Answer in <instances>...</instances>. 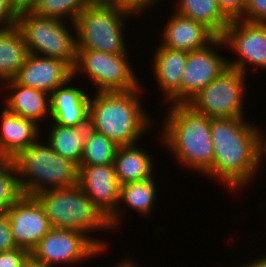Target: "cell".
Instances as JSON below:
<instances>
[{
    "label": "cell",
    "mask_w": 266,
    "mask_h": 267,
    "mask_svg": "<svg viewBox=\"0 0 266 267\" xmlns=\"http://www.w3.org/2000/svg\"><path fill=\"white\" fill-rule=\"evenodd\" d=\"M188 52L163 47L160 43L153 52L152 72L158 88L169 104H180V84Z\"/></svg>",
    "instance_id": "18"
},
{
    "label": "cell",
    "mask_w": 266,
    "mask_h": 267,
    "mask_svg": "<svg viewBox=\"0 0 266 267\" xmlns=\"http://www.w3.org/2000/svg\"><path fill=\"white\" fill-rule=\"evenodd\" d=\"M39 0H12L18 11L31 10Z\"/></svg>",
    "instance_id": "36"
},
{
    "label": "cell",
    "mask_w": 266,
    "mask_h": 267,
    "mask_svg": "<svg viewBox=\"0 0 266 267\" xmlns=\"http://www.w3.org/2000/svg\"><path fill=\"white\" fill-rule=\"evenodd\" d=\"M172 12L162 29L160 44L163 47L192 52L205 48L217 38L204 24Z\"/></svg>",
    "instance_id": "16"
},
{
    "label": "cell",
    "mask_w": 266,
    "mask_h": 267,
    "mask_svg": "<svg viewBox=\"0 0 266 267\" xmlns=\"http://www.w3.org/2000/svg\"><path fill=\"white\" fill-rule=\"evenodd\" d=\"M219 48H226L221 37H217L203 49L188 52L180 84V104H187L228 68V58L222 52L218 53Z\"/></svg>",
    "instance_id": "12"
},
{
    "label": "cell",
    "mask_w": 266,
    "mask_h": 267,
    "mask_svg": "<svg viewBox=\"0 0 266 267\" xmlns=\"http://www.w3.org/2000/svg\"><path fill=\"white\" fill-rule=\"evenodd\" d=\"M88 5L87 0H39L31 11L41 17L74 22Z\"/></svg>",
    "instance_id": "27"
},
{
    "label": "cell",
    "mask_w": 266,
    "mask_h": 267,
    "mask_svg": "<svg viewBox=\"0 0 266 267\" xmlns=\"http://www.w3.org/2000/svg\"><path fill=\"white\" fill-rule=\"evenodd\" d=\"M240 19L266 23V0H246L245 12Z\"/></svg>",
    "instance_id": "29"
},
{
    "label": "cell",
    "mask_w": 266,
    "mask_h": 267,
    "mask_svg": "<svg viewBox=\"0 0 266 267\" xmlns=\"http://www.w3.org/2000/svg\"><path fill=\"white\" fill-rule=\"evenodd\" d=\"M158 2V0H114L112 4L132 13L136 17V15L138 16L142 12L145 13L144 11L152 8Z\"/></svg>",
    "instance_id": "31"
},
{
    "label": "cell",
    "mask_w": 266,
    "mask_h": 267,
    "mask_svg": "<svg viewBox=\"0 0 266 267\" xmlns=\"http://www.w3.org/2000/svg\"><path fill=\"white\" fill-rule=\"evenodd\" d=\"M263 129L259 128V167L263 168L262 163L266 161V137ZM265 137V138H264ZM266 163V162H265Z\"/></svg>",
    "instance_id": "35"
},
{
    "label": "cell",
    "mask_w": 266,
    "mask_h": 267,
    "mask_svg": "<svg viewBox=\"0 0 266 267\" xmlns=\"http://www.w3.org/2000/svg\"><path fill=\"white\" fill-rule=\"evenodd\" d=\"M17 25L0 30V83L14 79L29 56Z\"/></svg>",
    "instance_id": "23"
},
{
    "label": "cell",
    "mask_w": 266,
    "mask_h": 267,
    "mask_svg": "<svg viewBox=\"0 0 266 267\" xmlns=\"http://www.w3.org/2000/svg\"><path fill=\"white\" fill-rule=\"evenodd\" d=\"M78 185L108 220L119 206L120 184L114 164L78 166Z\"/></svg>",
    "instance_id": "14"
},
{
    "label": "cell",
    "mask_w": 266,
    "mask_h": 267,
    "mask_svg": "<svg viewBox=\"0 0 266 267\" xmlns=\"http://www.w3.org/2000/svg\"><path fill=\"white\" fill-rule=\"evenodd\" d=\"M21 196L13 160L0 158V213H6Z\"/></svg>",
    "instance_id": "28"
},
{
    "label": "cell",
    "mask_w": 266,
    "mask_h": 267,
    "mask_svg": "<svg viewBox=\"0 0 266 267\" xmlns=\"http://www.w3.org/2000/svg\"><path fill=\"white\" fill-rule=\"evenodd\" d=\"M89 4H112L114 0H87Z\"/></svg>",
    "instance_id": "40"
},
{
    "label": "cell",
    "mask_w": 266,
    "mask_h": 267,
    "mask_svg": "<svg viewBox=\"0 0 266 267\" xmlns=\"http://www.w3.org/2000/svg\"><path fill=\"white\" fill-rule=\"evenodd\" d=\"M18 12L12 0H0V30L16 25Z\"/></svg>",
    "instance_id": "33"
},
{
    "label": "cell",
    "mask_w": 266,
    "mask_h": 267,
    "mask_svg": "<svg viewBox=\"0 0 266 267\" xmlns=\"http://www.w3.org/2000/svg\"><path fill=\"white\" fill-rule=\"evenodd\" d=\"M143 85L132 91L96 92L89 101V127L118 146L139 144L156 121L142 104Z\"/></svg>",
    "instance_id": "2"
},
{
    "label": "cell",
    "mask_w": 266,
    "mask_h": 267,
    "mask_svg": "<svg viewBox=\"0 0 266 267\" xmlns=\"http://www.w3.org/2000/svg\"><path fill=\"white\" fill-rule=\"evenodd\" d=\"M30 252L23 248L0 252V267H22Z\"/></svg>",
    "instance_id": "32"
},
{
    "label": "cell",
    "mask_w": 266,
    "mask_h": 267,
    "mask_svg": "<svg viewBox=\"0 0 266 267\" xmlns=\"http://www.w3.org/2000/svg\"><path fill=\"white\" fill-rule=\"evenodd\" d=\"M174 5L175 12L204 24L217 37L222 36L231 21L222 12L217 0H176Z\"/></svg>",
    "instance_id": "24"
},
{
    "label": "cell",
    "mask_w": 266,
    "mask_h": 267,
    "mask_svg": "<svg viewBox=\"0 0 266 267\" xmlns=\"http://www.w3.org/2000/svg\"><path fill=\"white\" fill-rule=\"evenodd\" d=\"M239 267H266V255L250 262L248 261V263H242Z\"/></svg>",
    "instance_id": "37"
},
{
    "label": "cell",
    "mask_w": 266,
    "mask_h": 267,
    "mask_svg": "<svg viewBox=\"0 0 266 267\" xmlns=\"http://www.w3.org/2000/svg\"><path fill=\"white\" fill-rule=\"evenodd\" d=\"M73 77V69L60 59L29 54L14 80L22 86L51 94Z\"/></svg>",
    "instance_id": "15"
},
{
    "label": "cell",
    "mask_w": 266,
    "mask_h": 267,
    "mask_svg": "<svg viewBox=\"0 0 266 267\" xmlns=\"http://www.w3.org/2000/svg\"><path fill=\"white\" fill-rule=\"evenodd\" d=\"M155 176L138 182L127 183L120 186L119 206L115 213L108 219L110 230L115 231L121 226L126 209L134 210L145 218L154 212L157 190ZM124 205V206H123ZM124 211V212H123ZM122 220V222H121ZM121 223V224H120ZM120 225V226H119Z\"/></svg>",
    "instance_id": "21"
},
{
    "label": "cell",
    "mask_w": 266,
    "mask_h": 267,
    "mask_svg": "<svg viewBox=\"0 0 266 267\" xmlns=\"http://www.w3.org/2000/svg\"><path fill=\"white\" fill-rule=\"evenodd\" d=\"M0 158L13 159L41 136V124L18 116L6 108L1 111Z\"/></svg>",
    "instance_id": "20"
},
{
    "label": "cell",
    "mask_w": 266,
    "mask_h": 267,
    "mask_svg": "<svg viewBox=\"0 0 266 267\" xmlns=\"http://www.w3.org/2000/svg\"><path fill=\"white\" fill-rule=\"evenodd\" d=\"M102 253L104 252L82 232L51 228L30 254L45 265L56 267L62 263L65 266L78 264Z\"/></svg>",
    "instance_id": "10"
},
{
    "label": "cell",
    "mask_w": 266,
    "mask_h": 267,
    "mask_svg": "<svg viewBox=\"0 0 266 267\" xmlns=\"http://www.w3.org/2000/svg\"><path fill=\"white\" fill-rule=\"evenodd\" d=\"M139 145L119 146L114 157V167L120 186L153 177L155 160ZM149 153V154H148Z\"/></svg>",
    "instance_id": "22"
},
{
    "label": "cell",
    "mask_w": 266,
    "mask_h": 267,
    "mask_svg": "<svg viewBox=\"0 0 266 267\" xmlns=\"http://www.w3.org/2000/svg\"><path fill=\"white\" fill-rule=\"evenodd\" d=\"M6 214L17 247L30 253L51 229L48 216L35 196L22 195Z\"/></svg>",
    "instance_id": "13"
},
{
    "label": "cell",
    "mask_w": 266,
    "mask_h": 267,
    "mask_svg": "<svg viewBox=\"0 0 266 267\" xmlns=\"http://www.w3.org/2000/svg\"><path fill=\"white\" fill-rule=\"evenodd\" d=\"M123 256L124 258L119 260V262L116 263V266H113V267H140V265H138L136 261H134L133 259L131 260V258L129 259L128 256L125 257V255Z\"/></svg>",
    "instance_id": "39"
},
{
    "label": "cell",
    "mask_w": 266,
    "mask_h": 267,
    "mask_svg": "<svg viewBox=\"0 0 266 267\" xmlns=\"http://www.w3.org/2000/svg\"><path fill=\"white\" fill-rule=\"evenodd\" d=\"M221 38L226 48L236 56L232 62L227 59L228 67L243 74L254 66L266 69V23L234 19L225 28Z\"/></svg>",
    "instance_id": "11"
},
{
    "label": "cell",
    "mask_w": 266,
    "mask_h": 267,
    "mask_svg": "<svg viewBox=\"0 0 266 267\" xmlns=\"http://www.w3.org/2000/svg\"><path fill=\"white\" fill-rule=\"evenodd\" d=\"M222 12L230 19H240L245 12L246 0H217Z\"/></svg>",
    "instance_id": "34"
},
{
    "label": "cell",
    "mask_w": 266,
    "mask_h": 267,
    "mask_svg": "<svg viewBox=\"0 0 266 267\" xmlns=\"http://www.w3.org/2000/svg\"><path fill=\"white\" fill-rule=\"evenodd\" d=\"M2 84L3 87H6V92L8 91V96L6 95V97L3 98L5 99V108L8 111L25 119L32 120L37 125L42 123L40 121L44 119L45 122L47 118L50 119V94L34 88L22 86L14 79L7 80Z\"/></svg>",
    "instance_id": "19"
},
{
    "label": "cell",
    "mask_w": 266,
    "mask_h": 267,
    "mask_svg": "<svg viewBox=\"0 0 266 267\" xmlns=\"http://www.w3.org/2000/svg\"><path fill=\"white\" fill-rule=\"evenodd\" d=\"M246 75L228 67L187 104L194 111L211 119L245 117Z\"/></svg>",
    "instance_id": "9"
},
{
    "label": "cell",
    "mask_w": 266,
    "mask_h": 267,
    "mask_svg": "<svg viewBox=\"0 0 266 267\" xmlns=\"http://www.w3.org/2000/svg\"><path fill=\"white\" fill-rule=\"evenodd\" d=\"M65 24L31 10L19 11L16 23L30 54L60 59L73 69L77 58L76 28L74 22Z\"/></svg>",
    "instance_id": "7"
},
{
    "label": "cell",
    "mask_w": 266,
    "mask_h": 267,
    "mask_svg": "<svg viewBox=\"0 0 266 267\" xmlns=\"http://www.w3.org/2000/svg\"><path fill=\"white\" fill-rule=\"evenodd\" d=\"M118 147L104 134L89 127L79 166L113 164Z\"/></svg>",
    "instance_id": "26"
},
{
    "label": "cell",
    "mask_w": 266,
    "mask_h": 267,
    "mask_svg": "<svg viewBox=\"0 0 266 267\" xmlns=\"http://www.w3.org/2000/svg\"><path fill=\"white\" fill-rule=\"evenodd\" d=\"M128 54H108L95 50H77L73 78L87 76L95 92L132 91L141 86L133 72ZM82 74V75H81Z\"/></svg>",
    "instance_id": "8"
},
{
    "label": "cell",
    "mask_w": 266,
    "mask_h": 267,
    "mask_svg": "<svg viewBox=\"0 0 266 267\" xmlns=\"http://www.w3.org/2000/svg\"><path fill=\"white\" fill-rule=\"evenodd\" d=\"M50 131L45 139L60 156L67 158L78 166L81 162L89 125L80 127L60 126L52 121Z\"/></svg>",
    "instance_id": "25"
},
{
    "label": "cell",
    "mask_w": 266,
    "mask_h": 267,
    "mask_svg": "<svg viewBox=\"0 0 266 267\" xmlns=\"http://www.w3.org/2000/svg\"><path fill=\"white\" fill-rule=\"evenodd\" d=\"M169 105L158 139L182 167L204 176L214 161L211 118L194 111L188 104Z\"/></svg>",
    "instance_id": "3"
},
{
    "label": "cell",
    "mask_w": 266,
    "mask_h": 267,
    "mask_svg": "<svg viewBox=\"0 0 266 267\" xmlns=\"http://www.w3.org/2000/svg\"><path fill=\"white\" fill-rule=\"evenodd\" d=\"M22 267H49L48 265H45L44 263L36 260L31 254L28 256V258L24 261Z\"/></svg>",
    "instance_id": "38"
},
{
    "label": "cell",
    "mask_w": 266,
    "mask_h": 267,
    "mask_svg": "<svg viewBox=\"0 0 266 267\" xmlns=\"http://www.w3.org/2000/svg\"><path fill=\"white\" fill-rule=\"evenodd\" d=\"M35 197L43 206L51 228L82 232L107 253V240L105 242L103 238L99 239L93 235L97 231L100 234L102 231L112 233L108 220L93 205L92 200L79 185L42 191Z\"/></svg>",
    "instance_id": "5"
},
{
    "label": "cell",
    "mask_w": 266,
    "mask_h": 267,
    "mask_svg": "<svg viewBox=\"0 0 266 267\" xmlns=\"http://www.w3.org/2000/svg\"><path fill=\"white\" fill-rule=\"evenodd\" d=\"M132 16L113 4H89L74 21L77 50L128 54L124 30Z\"/></svg>",
    "instance_id": "6"
},
{
    "label": "cell",
    "mask_w": 266,
    "mask_h": 267,
    "mask_svg": "<svg viewBox=\"0 0 266 267\" xmlns=\"http://www.w3.org/2000/svg\"><path fill=\"white\" fill-rule=\"evenodd\" d=\"M6 213H0V252L17 249Z\"/></svg>",
    "instance_id": "30"
},
{
    "label": "cell",
    "mask_w": 266,
    "mask_h": 267,
    "mask_svg": "<svg viewBox=\"0 0 266 267\" xmlns=\"http://www.w3.org/2000/svg\"><path fill=\"white\" fill-rule=\"evenodd\" d=\"M72 81L73 77L50 94L51 113L48 120L60 126L89 125L90 94L81 86H70L69 83Z\"/></svg>",
    "instance_id": "17"
},
{
    "label": "cell",
    "mask_w": 266,
    "mask_h": 267,
    "mask_svg": "<svg viewBox=\"0 0 266 267\" xmlns=\"http://www.w3.org/2000/svg\"><path fill=\"white\" fill-rule=\"evenodd\" d=\"M246 120L245 117L212 118L210 125L214 161L204 176L221 181L235 194L243 192V187L246 189L260 170L259 126Z\"/></svg>",
    "instance_id": "1"
},
{
    "label": "cell",
    "mask_w": 266,
    "mask_h": 267,
    "mask_svg": "<svg viewBox=\"0 0 266 267\" xmlns=\"http://www.w3.org/2000/svg\"><path fill=\"white\" fill-rule=\"evenodd\" d=\"M42 141L38 138L12 159L22 195L35 196L42 191L78 185V165Z\"/></svg>",
    "instance_id": "4"
}]
</instances>
